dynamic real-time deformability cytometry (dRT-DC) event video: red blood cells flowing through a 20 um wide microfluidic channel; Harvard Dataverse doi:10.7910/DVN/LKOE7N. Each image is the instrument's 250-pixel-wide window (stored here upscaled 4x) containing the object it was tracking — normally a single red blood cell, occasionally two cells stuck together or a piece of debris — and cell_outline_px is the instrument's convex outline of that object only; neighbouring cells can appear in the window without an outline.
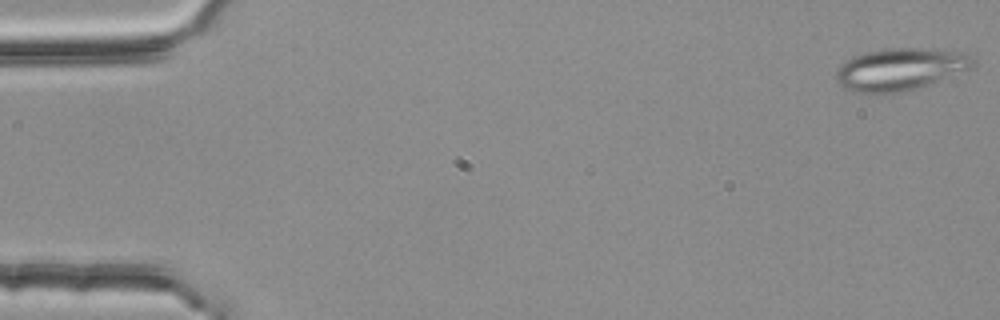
{"species": "common noctule bat (a hibernating species)", "species_latin": "Nyctalus noctula", "temperature_condition": "room temperature", "stored_images_in_passage": 54, "segment_of_instrument_passage": [1, 2], "camera_frame_rate_fps": 3000, "um_per_image_px": 0.085, "animal": {"sex": "female", "body_mass_g": 25.1}, "frame": {"image": 1, "passage_image": 1, "time_ms": 0.0, "image_size_px": [1000, 320], "cell_outline_px": [[976, 60], [972, 68], [916, 88], [904, 92], [884, 96], [868, 96], [852, 92], [844, 88], [836, 80], [836, 68], [840, 64], [852, 56], [884, 48], [920, 48], [964, 52], [972, 56]], "centroid_in_image_um": [76.44, 5.93], "position_along_channel_um": 8.6, "area_um2": 34.51}}